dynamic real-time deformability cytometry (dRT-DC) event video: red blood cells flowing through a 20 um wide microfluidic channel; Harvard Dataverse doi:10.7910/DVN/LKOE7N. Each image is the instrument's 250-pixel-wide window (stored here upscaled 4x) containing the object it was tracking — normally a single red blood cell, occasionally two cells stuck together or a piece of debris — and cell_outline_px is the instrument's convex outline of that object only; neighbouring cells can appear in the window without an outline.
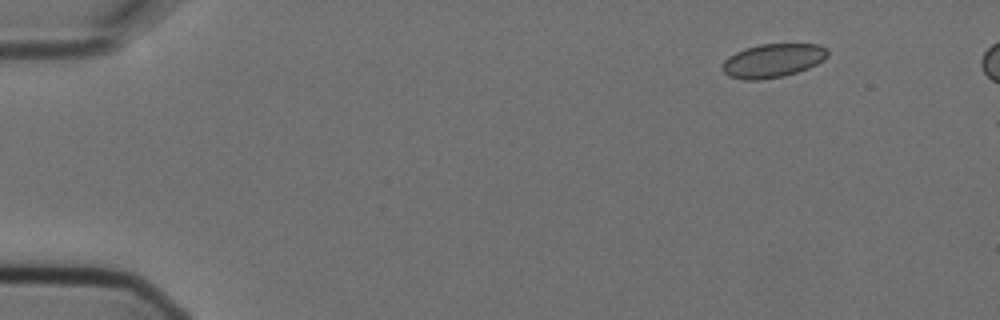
{"species": "Egyptian fruit bat (a non-hibernating species)", "species_latin": "Rousettus aegyptiacus", "temperature_condition": "cold", "stored_images_in_passage": 6, "camera_frame_rate_fps": 3000, "um_per_image_px": 0.085, "animal": {"sex": "female"}, "frame": {"image": 1, "passage_image": 2, "time_ms": 0.333, "image_size_px": [1000, 320], "cell_outline_px": [[828, 56], [824, 60], [808, 68], [784, 76], [760, 80], [744, 80], [728, 76], [720, 68], [724, 60], [728, 56], [744, 48], [760, 44], [820, 44], [828, 48]], "centroid_in_image_um": [65.68, 5.15], "position_along_channel_um": 19.3, "area_um2": 20.92}}